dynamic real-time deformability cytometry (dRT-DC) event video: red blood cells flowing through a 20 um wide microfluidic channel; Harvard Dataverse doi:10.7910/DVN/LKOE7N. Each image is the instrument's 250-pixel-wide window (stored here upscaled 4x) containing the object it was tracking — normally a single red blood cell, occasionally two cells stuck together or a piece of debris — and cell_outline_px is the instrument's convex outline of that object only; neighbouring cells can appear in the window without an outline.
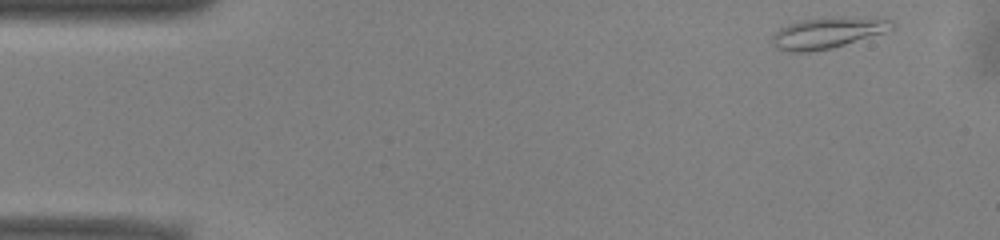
{"species": "common noctule bat (a hibernating species)", "species_latin": "Nyctalus noctula", "temperature_condition": "warm", "stored_images_in_passage": 40, "camera_frame_rate_fps": 3000, "um_per_image_px": 0.085, "animal": {"sex": "male", "body_mass_g": 13.0, "forearm_length_mm": 53.1}, "frame": {"image": 1, "passage_image": 1, "time_ms": 0.0, "image_size_px": [1000, 240], "cell_outline_px": [[896, 24], [892, 28], [884, 32], [832, 48], [808, 52], [792, 52], [776, 48], [772, 44], [772, 36], [780, 28], [796, 20], [832, 16], [884, 16], [892, 20]], "centroid_in_image_um": [70.4, 2.74], "position_along_channel_um": 14.6, "area_um2": 22.31}}
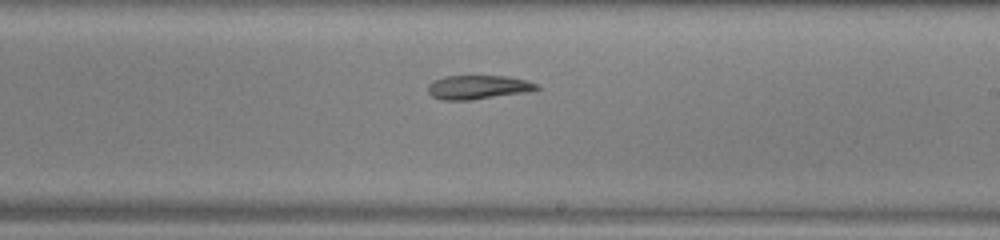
{"frame": {"image": 2, "passage_image": 27, "time_ms": 8.667, "image_size_px": [1000, 240], "cell_outline_px": [[540, 88], [528, 92], [472, 100], [444, 100], [432, 96], [428, 92], [428, 84], [432, 80], [444, 76], [508, 76], [528, 80], [540, 84]], "centroid_in_image_um": [40.66, 7.41], "position_along_channel_um": 248.3, "area_um2": 15.43}}
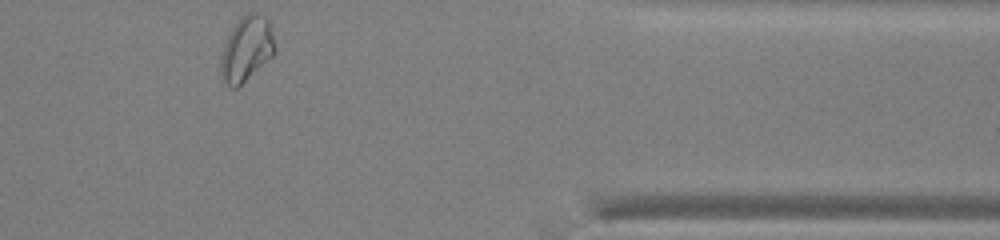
{"frame": {"image": 3, "passage_image": 40, "time_ms": 13.0, "image_size_px": [1000, 240], "cell_outline_px": [[276, 52], [272, 56], [236, 88], [232, 88], [220, 76], [220, 56], [224, 44], [232, 28], [240, 16], [248, 12], [260, 12], [268, 16], [276, 48]], "centroid_in_image_um": [20.96, 4.09], "position_along_channel_um": 390.4, "area_um2": 20.63}}